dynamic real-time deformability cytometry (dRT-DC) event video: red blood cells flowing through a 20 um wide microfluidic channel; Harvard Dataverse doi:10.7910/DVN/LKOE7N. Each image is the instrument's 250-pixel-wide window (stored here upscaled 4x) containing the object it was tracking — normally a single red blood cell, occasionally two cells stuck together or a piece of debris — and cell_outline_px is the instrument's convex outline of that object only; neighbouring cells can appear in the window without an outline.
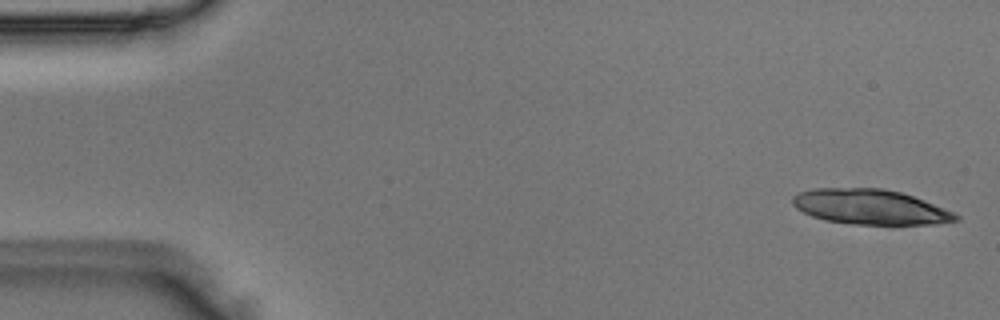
{"species": "Egyptian fruit bat (a non-hibernating species)", "species_latin": "Rousettus aegyptiacus", "temperature_condition": "room temperature", "stored_images_in_passage": 48, "camera_frame_rate_fps": 3000, "um_per_image_px": 0.085, "animal": {"sex": "male"}, "frame": {"image": 1, "passage_image": 1, "time_ms": 0.0, "image_size_px": [1000, 320], "cell_outline_px": [[960, 220], [936, 224], [852, 224], [824, 220], [812, 216], [796, 208], [792, 204], [792, 196], [800, 192], [812, 188], [884, 188], [900, 192], [924, 200], [952, 212], [960, 216]], "centroid_in_image_um": [73.94, 17.58], "position_along_channel_um": 11.1, "area_um2": 33.23}}